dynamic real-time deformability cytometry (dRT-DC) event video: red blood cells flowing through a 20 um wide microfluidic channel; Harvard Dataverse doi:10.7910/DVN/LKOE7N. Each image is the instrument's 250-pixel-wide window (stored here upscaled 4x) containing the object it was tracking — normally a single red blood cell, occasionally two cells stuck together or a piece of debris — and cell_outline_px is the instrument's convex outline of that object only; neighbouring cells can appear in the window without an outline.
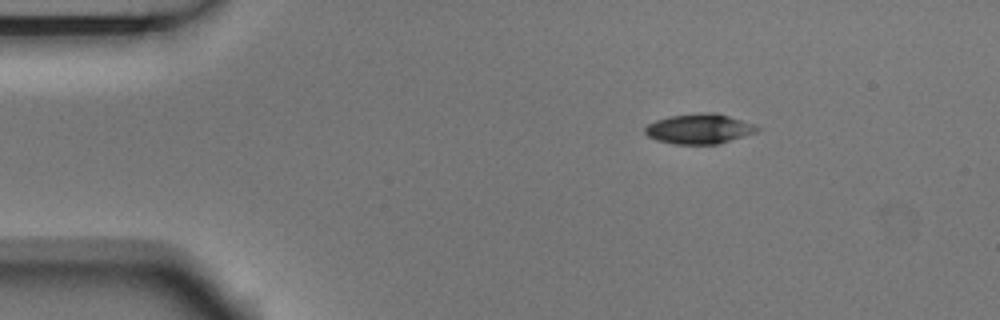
{"species": "Egyptian fruit bat (a non-hibernating species)", "species_latin": "Rousettus aegyptiacus", "temperature_condition": "room temperature", "stored_images_in_passage": 5, "segment_of_instrument_passage": [1, 2], "camera_frame_rate_fps": 3000, "um_per_image_px": 0.085, "animal": {"sex": "male"}, "frame": {"image": 1, "passage_image": 2, "time_ms": 0.333, "image_size_px": [1000, 320], "cell_outline_px": [[760, 128], [756, 132], [720, 144], [676, 144], [656, 140], [648, 136], [644, 132], [644, 128], [648, 124], [656, 120], [668, 116], [700, 112], [716, 112], [756, 124]], "centroid_in_image_um": [59.44, 10.94], "position_along_channel_um": 25.6, "area_um2": 19.83}}